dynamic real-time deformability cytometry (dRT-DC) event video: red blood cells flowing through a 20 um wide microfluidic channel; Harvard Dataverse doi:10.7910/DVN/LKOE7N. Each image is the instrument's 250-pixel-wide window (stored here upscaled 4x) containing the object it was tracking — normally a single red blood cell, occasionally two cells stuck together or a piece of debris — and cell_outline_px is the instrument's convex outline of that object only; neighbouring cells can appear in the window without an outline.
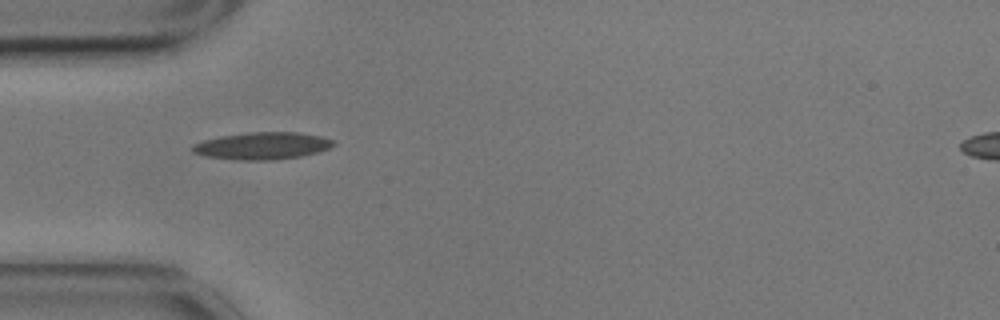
{"species": "common noctule bat (a hibernating species)", "species_latin": "Nyctalus noctula", "temperature_condition": "cold", "stored_images_in_passage": 41, "camera_frame_rate_fps": 3000, "um_per_image_px": 0.085, "animal": {"sex": "male", "body_mass_g": 17.9}, "frame": {"image": 1, "passage_image": 1, "time_ms": 0.0, "image_size_px": [1000, 320], "cell_outline_px": [[336, 144], [328, 148], [316, 152], [300, 156], [272, 160], [240, 160], [208, 156], [192, 152], [192, 148], [196, 144], [204, 140], [220, 136], [248, 132], [300, 132], [320, 136], [332, 140]], "centroid_in_image_um": [22.31, 12.38], "position_along_channel_um": 62.7, "area_um2": 22.02}}
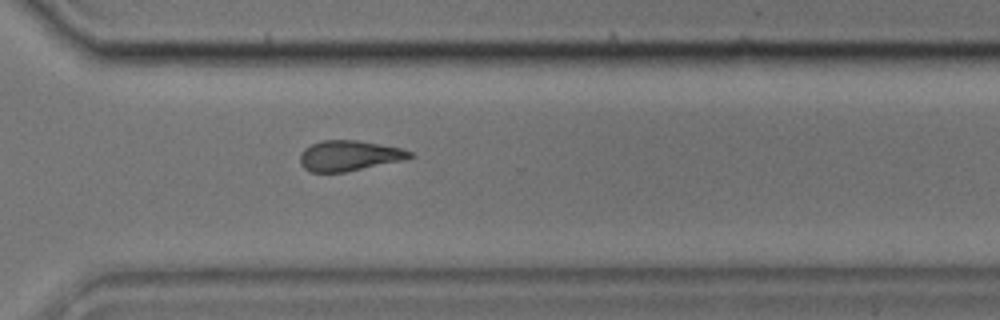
{"frame": {"image": 2, "passage_image": 25, "time_ms": 8.0, "image_size_px": [1000, 320], "cell_outline_px": [[416, 156], [404, 160], [344, 172], [312, 172], [304, 168], [300, 164], [300, 152], [304, 148], [320, 140], [356, 140], [404, 148], [412, 152]], "centroid_in_image_um": [29.69, 13.22], "position_along_channel_um": 340.9, "area_um2": 19.59}}
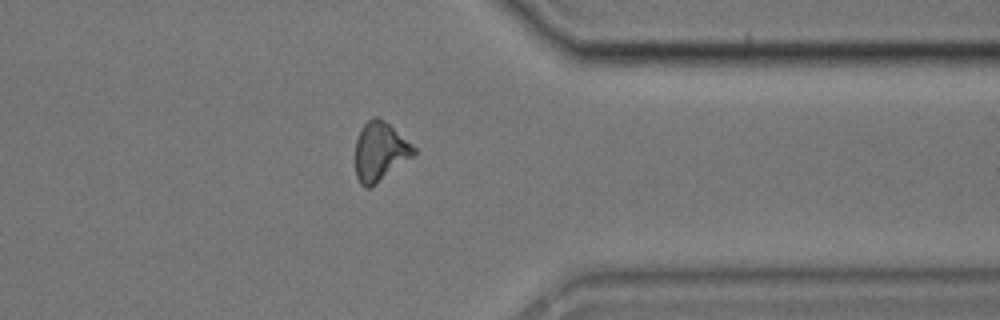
{"frame": {"image": 3, "passage_image": 29, "time_ms": 9.333, "image_size_px": [1000, 320], "cell_outline_px": [[416, 152], [412, 156], [368, 188], [364, 188], [360, 184], [356, 176], [356, 140], [360, 128], [372, 116], [376, 116], [388, 124], [416, 148]], "centroid_in_image_um": [32.26, 12.86], "position_along_channel_um": 379.1, "area_um2": 19.42}, "authors_computed_cell_mechanics": {"area_um2": 19.9988, "velocity_mm_per_s": 3.4844, "shape_relaxation_time_tau1_ms": 5.4948, "shape_relaxation_time_tau2_ms": null, "deformation_change_tau1": 0.1473, "deformation_change_tau2": null}}